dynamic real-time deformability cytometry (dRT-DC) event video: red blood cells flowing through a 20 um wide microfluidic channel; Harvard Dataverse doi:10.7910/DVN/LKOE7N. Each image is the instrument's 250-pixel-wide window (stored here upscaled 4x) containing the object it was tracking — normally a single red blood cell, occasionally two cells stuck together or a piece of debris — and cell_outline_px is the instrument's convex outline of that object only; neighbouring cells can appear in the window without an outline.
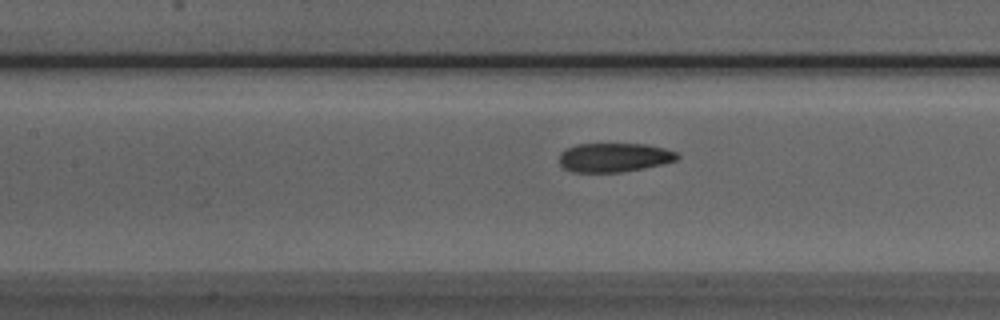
{"species": "Egyptian fruit bat (a non-hibernating species)", "species_latin": "Rousettus aegyptiacus", "temperature_condition": "room temperature", "stored_images_in_passage": 50, "camera_frame_rate_fps": 3000, "um_per_image_px": 0.085, "animal": {"sex": "male"}, "frame": {"image": 1, "passage_image": 21, "time_ms": 6.667, "image_size_px": [1000, 320], "cell_outline_px": [[680, 156], [676, 160], [644, 168], [620, 172], [572, 172], [564, 168], [560, 164], [560, 152], [564, 148], [576, 144], [644, 144], [664, 148], [676, 152]], "centroid_in_image_um": [52.16, 13.38], "position_along_channel_um": 155.2, "area_um2": 19.94}}
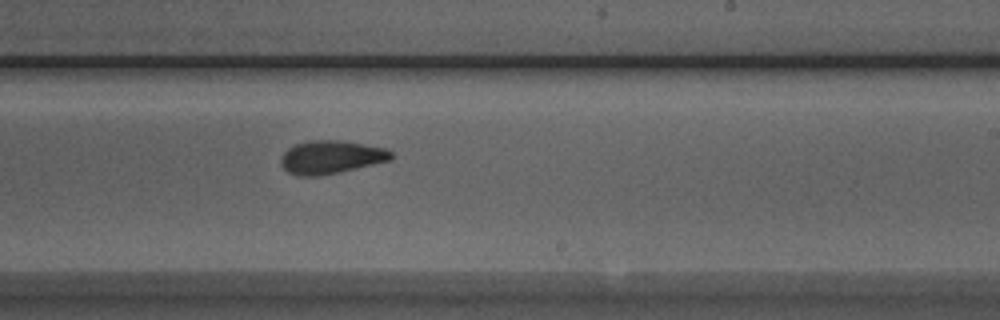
{"frame": {"image": 2, "passage_image": 29, "time_ms": 9.333, "image_size_px": [1000, 320], "cell_outline_px": [[392, 160], [320, 176], [296, 176], [288, 172], [280, 164], [280, 160], [284, 152], [288, 148], [296, 144], [312, 140], [336, 140], [384, 148], [392, 152]], "centroid_in_image_um": [28.1, 13.37], "position_along_channel_um": 260.9, "area_um2": 21.1}}
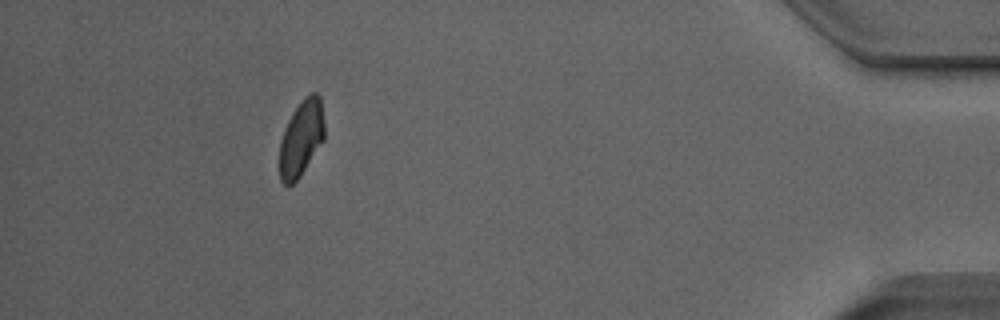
{"frame": {"image": 3, "passage_image": 45, "time_ms": 14.667, "image_size_px": [1000, 320], "cell_outline_px": [[324, 140], [300, 176], [292, 184], [284, 184], [280, 180], [280, 140], [288, 120], [292, 112], [304, 96], [312, 92], [316, 92], [320, 96], [324, 124]], "centroid_in_image_um": [25.61, 11.72], "position_along_channel_um": 409.6, "area_um2": 19.83}, "authors_computed_cell_mechanics": {"area_um2": 21.0681, "velocity_mm_per_s": 3.9746, "shape_relaxation_time_tau1_ms": 4.4272, "shape_relaxation_time_tau2_ms": 3.0593, "deformation_change_tau1": 0.1281, "deformation_change_tau2": 0.077}}